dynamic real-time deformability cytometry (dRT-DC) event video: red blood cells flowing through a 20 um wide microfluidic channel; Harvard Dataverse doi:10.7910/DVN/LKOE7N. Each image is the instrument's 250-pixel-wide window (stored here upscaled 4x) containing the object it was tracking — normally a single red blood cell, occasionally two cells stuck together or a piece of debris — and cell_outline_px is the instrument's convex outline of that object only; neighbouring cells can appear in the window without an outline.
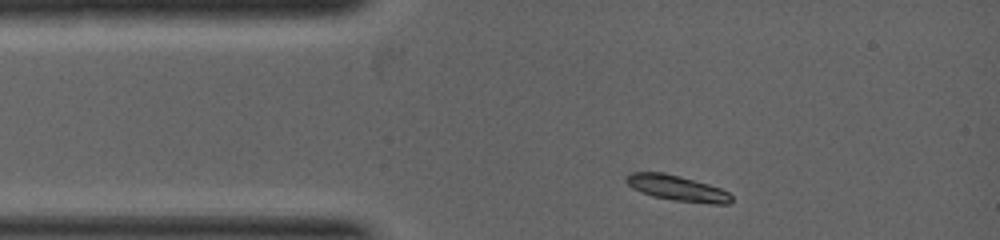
{"species": "common noctule bat (a hibernating species)", "species_latin": "Nyctalus noctula", "temperature_condition": "warm", "stored_images_in_passage": 3, "camera_frame_rate_fps": 5000, "um_per_image_px": 0.085, "animal": {"sex": "female", "body_mass_g": 19.0, "forearm_length_mm": 53.3}, "frame": {"image": 1, "passage_image": 1, "time_ms": 0.0, "image_size_px": [1000, 240], "cell_outline_px": [[732, 200], [728, 204], [712, 204], [672, 200], [652, 196], [640, 192], [632, 188], [624, 180], [624, 176], [632, 172], [664, 172], [680, 176], [708, 184], [720, 188], [728, 192], [732, 196]], "centroid_in_image_um": [57.52, 15.99], "position_along_channel_um": 27.5, "area_um2": 15.78}}
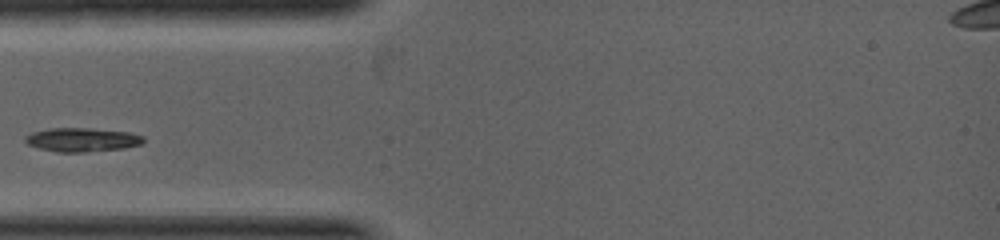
{"frame": {"image": 2, "passage_image": 3, "time_ms": 1.0, "image_size_px": [1000, 240], "cell_outline_px": [[144, 140], [140, 144], [124, 148], [84, 152], [56, 152], [40, 148], [28, 144], [24, 140], [24, 136], [32, 132], [48, 128], [92, 128], [128, 132], [144, 136]], "centroid_in_image_um": [6.95, 11.87], "position_along_channel_um": 78.1, "area_um2": 16.42}}